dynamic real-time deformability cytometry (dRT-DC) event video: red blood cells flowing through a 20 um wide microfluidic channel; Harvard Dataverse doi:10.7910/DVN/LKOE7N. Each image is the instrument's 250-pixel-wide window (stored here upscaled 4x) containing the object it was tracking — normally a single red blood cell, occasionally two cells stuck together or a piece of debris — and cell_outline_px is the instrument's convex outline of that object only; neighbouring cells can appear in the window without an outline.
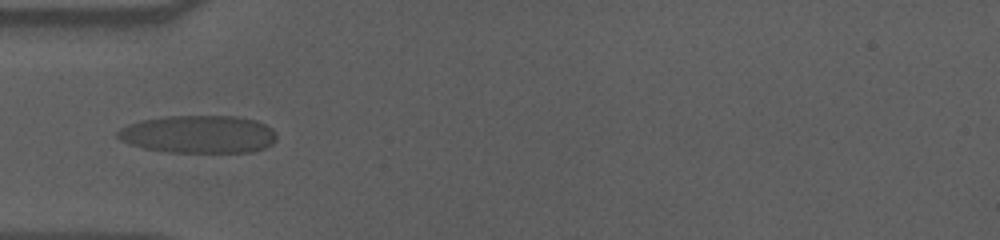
{"species": "human", "species_latin": "Homo sapiens", "temperature_condition": "cold", "stored_images_in_passage": 40, "camera_frame_rate_fps": 3000, "um_per_image_px": 0.085, "donor": {"sex": "male"}, "frame": {"image": 1, "passage_image": 1, "time_ms": 0.0, "image_size_px": [1000, 240], "cell_outline_px": [[276, 140], [272, 144], [264, 148], [252, 152], [168, 152], [144, 148], [120, 140], [116, 136], [116, 132], [120, 128], [128, 124], [140, 120], [168, 116], [236, 116], [256, 120], [272, 128], [276, 132]], "centroid_in_image_um": [16.89, 11.41], "position_along_channel_um": 68.1, "area_um2": 35.14}}
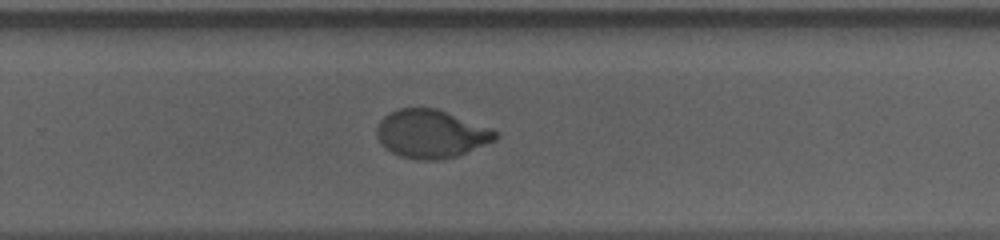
{"frame": {"image": 2, "passage_image": 20, "time_ms": 6.333, "image_size_px": [1000, 240], "cell_outline_px": [[500, 136], [496, 140], [456, 156], [440, 160], [416, 160], [400, 156], [384, 148], [380, 144], [376, 136], [376, 128], [380, 120], [384, 116], [400, 108], [436, 108], [492, 128]], "centroid_in_image_um": [36.63, 11.39], "position_along_channel_um": 293.2, "area_um2": 33.47}}
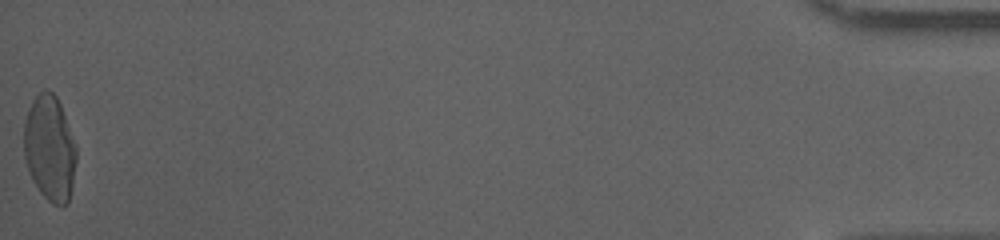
{"frame": {"image": 3, "passage_image": 40, "time_ms": 13.0, "image_size_px": [1000, 240], "cell_outline_px": [[76, 160], [72, 184], [68, 204], [52, 204], [40, 192], [32, 180], [24, 156], [24, 120], [28, 108], [32, 100], [44, 88], [48, 88], [56, 96], [60, 104], [76, 148]], "centroid_in_image_um": [4.2, 12.58], "position_along_channel_um": 431.0, "area_um2": 32.02}, "authors_computed_cell_mechanics": {"area_um2": 33.1772, "velocity_mm_per_s": 3.5553, "shape_relaxation_time_tau1_ms": 6.1103, "shape_relaxation_time_tau2_ms": null, "deformation_change_tau1": 0.2223, "deformation_change_tau2": null}}